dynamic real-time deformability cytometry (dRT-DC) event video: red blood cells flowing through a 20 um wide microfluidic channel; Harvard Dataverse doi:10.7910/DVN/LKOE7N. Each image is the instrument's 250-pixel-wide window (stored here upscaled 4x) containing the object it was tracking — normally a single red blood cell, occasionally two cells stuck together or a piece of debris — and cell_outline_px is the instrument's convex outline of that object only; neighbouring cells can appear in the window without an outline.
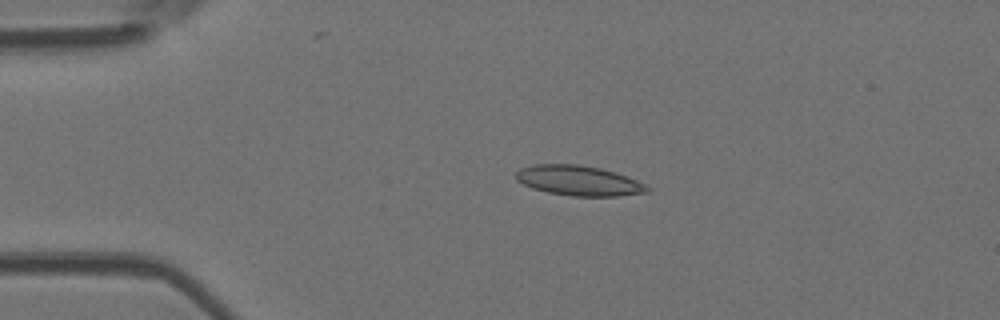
{"species": "Egyptian fruit bat (a non-hibernating species)", "species_latin": "Rousettus aegyptiacus", "temperature_condition": "room temperature", "stored_images_in_passage": 5, "camera_frame_rate_fps": 3000, "um_per_image_px": 0.085, "animal": {"sex": "female"}, "frame": {"image": 1, "passage_image": 4, "time_ms": 3.333, "image_size_px": [1000, 320], "cell_outline_px": [[652, 188], [648, 192], [620, 196], [572, 196], [548, 192], [532, 188], [516, 180], [516, 172], [520, 168], [536, 164], [580, 164], [600, 168], [616, 172], [636, 180]], "centroid_in_image_um": [49.2, 15.35], "position_along_channel_um": 35.8, "area_um2": 23.0}}